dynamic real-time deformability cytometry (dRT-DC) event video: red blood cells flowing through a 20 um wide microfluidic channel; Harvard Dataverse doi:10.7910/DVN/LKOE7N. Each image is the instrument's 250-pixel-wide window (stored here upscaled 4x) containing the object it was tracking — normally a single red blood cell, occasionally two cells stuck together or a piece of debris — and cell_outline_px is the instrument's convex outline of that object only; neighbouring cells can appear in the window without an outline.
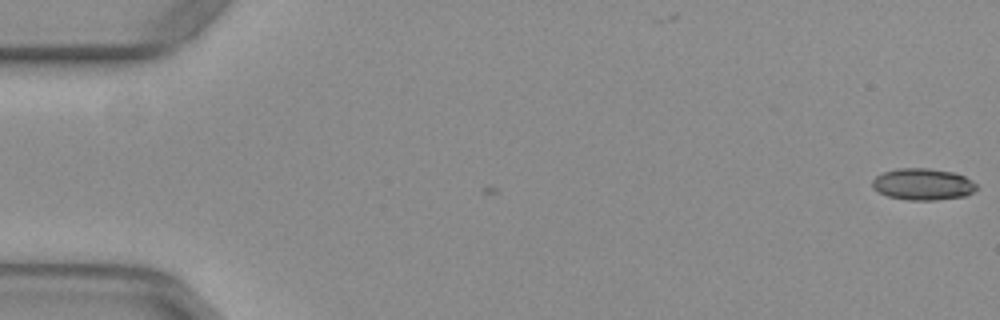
{"species": "common noctule bat (a hibernating species)", "species_latin": "Nyctalus noctula", "temperature_condition": "warm", "stored_images_in_passage": 4, "camera_frame_rate_fps": 3000, "um_per_image_px": 0.085, "animal": {"sex": "female", "body_mass_g": 29.2, "forearm_length_mm": 56.3}, "frame": {"image": 1, "passage_image": 1, "time_ms": 0.0, "image_size_px": [1000, 320], "cell_outline_px": [[976, 188], [972, 192], [964, 196], [936, 200], [908, 200], [888, 196], [872, 188], [872, 180], [876, 176], [884, 172], [896, 168], [928, 168], [952, 172], [964, 176], [972, 180], [976, 184]], "centroid_in_image_um": [78.42, 15.65], "position_along_channel_um": 6.6, "area_um2": 19.13}}